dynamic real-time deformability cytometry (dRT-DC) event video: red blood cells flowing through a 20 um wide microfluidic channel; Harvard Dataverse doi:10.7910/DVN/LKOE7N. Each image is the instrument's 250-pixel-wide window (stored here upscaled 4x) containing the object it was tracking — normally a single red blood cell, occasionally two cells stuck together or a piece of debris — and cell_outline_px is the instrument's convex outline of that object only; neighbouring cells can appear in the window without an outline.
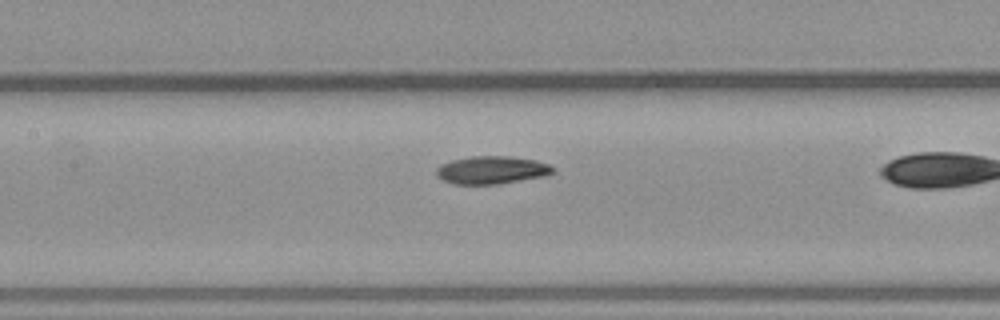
{"species": "common noctule bat (a hibernating species)", "species_latin": "Nyctalus noctula", "temperature_condition": "warm", "stored_images_in_passage": 30, "camera_frame_rate_fps": 3000, "um_per_image_px": 0.085, "animal": {"sex": "male", "body_mass_g": 23.1, "forearm_length_mm": 52.7}, "frame": {"image": 1, "passage_image": 16, "time_ms": 5.0, "image_size_px": [1000, 320], "cell_outline_px": [[556, 172], [544, 176], [500, 184], [456, 184], [444, 180], [436, 176], [436, 168], [440, 164], [452, 160], [472, 156], [508, 156], [536, 160], [548, 164], [556, 168]], "centroid_in_image_um": [41.82, 14.45], "position_along_channel_um": 165.6, "area_um2": 19.02}}
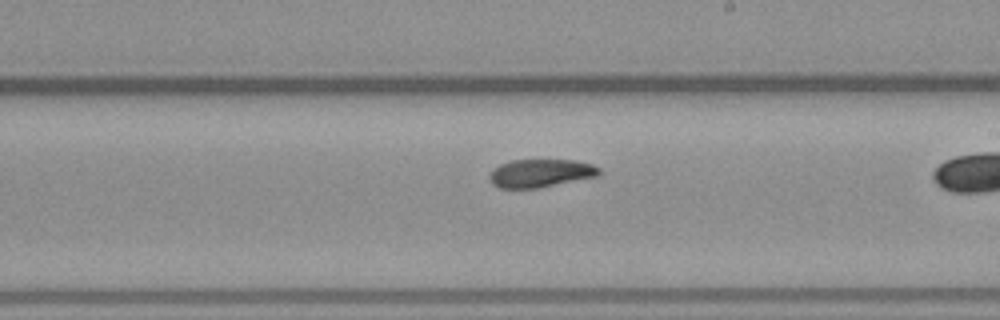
{"frame": {"image": 2, "passage_image": 21, "time_ms": 6.667, "image_size_px": [1000, 320], "cell_outline_px": [[600, 172], [596, 176], [540, 188], [500, 188], [492, 184], [488, 176], [500, 164], [512, 160], [576, 160], [592, 164], [600, 168]], "centroid_in_image_um": [45.95, 14.72], "position_along_channel_um": 243.1, "area_um2": 17.86}}
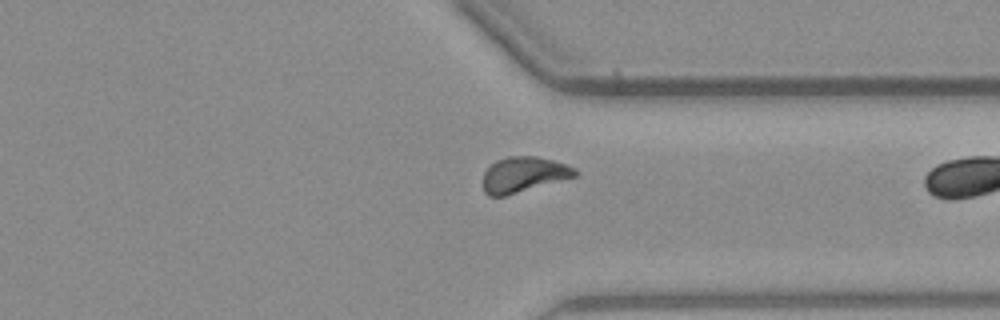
{"frame": {"image": 3, "passage_image": 29, "time_ms": 9.333, "image_size_px": [1000, 320], "cell_outline_px": [[576, 176], [504, 196], [488, 196], [484, 192], [484, 172], [496, 160], [508, 156], [536, 156], [568, 164], [576, 168]], "centroid_in_image_um": [44.5, 14.82], "position_along_channel_um": 366.9, "area_um2": 18.79}}